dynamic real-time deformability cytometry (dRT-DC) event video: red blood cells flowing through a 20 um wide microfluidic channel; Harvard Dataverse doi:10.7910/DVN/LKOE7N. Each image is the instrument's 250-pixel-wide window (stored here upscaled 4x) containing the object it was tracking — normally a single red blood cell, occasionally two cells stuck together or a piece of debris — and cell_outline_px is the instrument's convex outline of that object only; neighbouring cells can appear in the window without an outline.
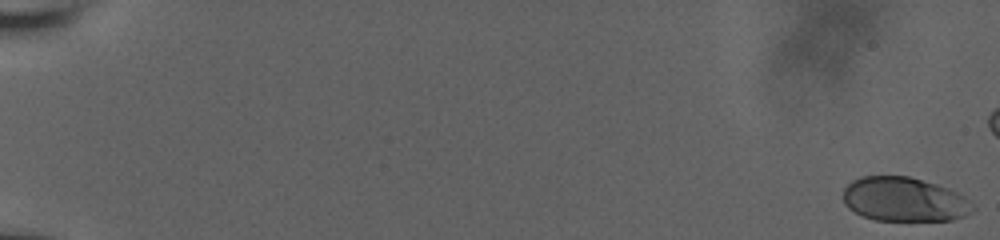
{"species": "human", "species_latin": "Homo sapiens", "temperature_condition": "room temperature", "stored_images_in_passage": 55, "camera_frame_rate_fps": 3000, "um_per_image_px": 0.085, "donor": {"sex": "male"}, "frame": {"image": 1, "passage_image": 1, "time_ms": 0.0, "image_size_px": [1000, 240], "cell_outline_px": [[976, 208], [972, 212], [964, 216], [952, 220], [876, 220], [864, 216], [848, 208], [844, 204], [844, 188], [852, 180], [860, 176], [908, 176], [936, 184], [948, 188], [964, 196], [976, 204]], "centroid_in_image_um": [76.89, 16.95], "position_along_channel_um": 8.1, "area_um2": 33.47}}
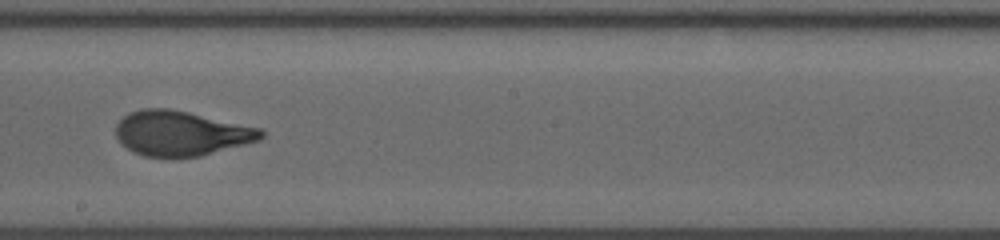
{"frame": {"image": 2, "passage_image": 36, "time_ms": 11.667, "image_size_px": [1000, 240], "cell_outline_px": [[264, 136], [260, 140], [200, 156], [180, 160], [144, 156], [132, 152], [116, 136], [116, 124], [128, 112], [140, 108], [168, 108], [188, 112], [264, 128]], "centroid_in_image_um": [15.4, 11.35], "position_along_channel_um": 232.8, "area_um2": 38.67}}
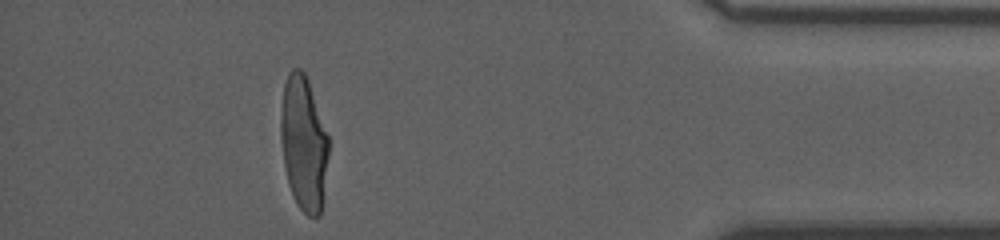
{"frame": {"image": 3, "passage_image": 53, "time_ms": 17.333, "image_size_px": [1000, 240], "cell_outline_px": [[328, 156], [324, 204], [320, 216], [308, 216], [296, 204], [292, 196], [288, 184], [284, 164], [280, 124], [280, 108], [284, 84], [288, 72], [292, 68], [300, 68], [304, 72], [308, 80], [328, 136]], "centroid_in_image_um": [25.81, 12.21], "position_along_channel_um": 409.4, "area_um2": 37.86}}